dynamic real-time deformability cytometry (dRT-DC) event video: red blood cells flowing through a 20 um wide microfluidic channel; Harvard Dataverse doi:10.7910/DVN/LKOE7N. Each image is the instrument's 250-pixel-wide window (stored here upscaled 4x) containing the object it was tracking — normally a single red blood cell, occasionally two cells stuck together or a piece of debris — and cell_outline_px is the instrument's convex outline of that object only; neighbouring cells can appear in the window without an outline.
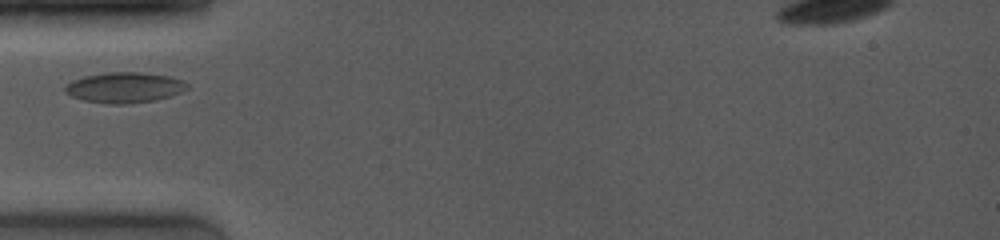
{"species": "common noctule bat (a hibernating species)", "species_latin": "Nyctalus noctula", "temperature_condition": "room temperature", "stored_images_in_passage": 23, "camera_frame_rate_fps": 4000, "um_per_image_px": 0.085, "animal": {"sex": "female", "body_mass_g": 19.0, "forearm_length_mm": 53.3}, "frame": {"image": 1, "passage_image": 1, "time_ms": 0.0, "image_size_px": [1000, 240], "cell_outline_px": [[188, 88], [180, 92], [156, 100], [128, 104], [108, 104], [84, 100], [72, 96], [64, 92], [64, 84], [72, 80], [84, 76], [108, 72], [140, 72], [168, 76], [180, 80], [188, 84]], "centroid_in_image_um": [10.53, 7.44], "position_along_channel_um": 74.5, "area_um2": 21.68}}
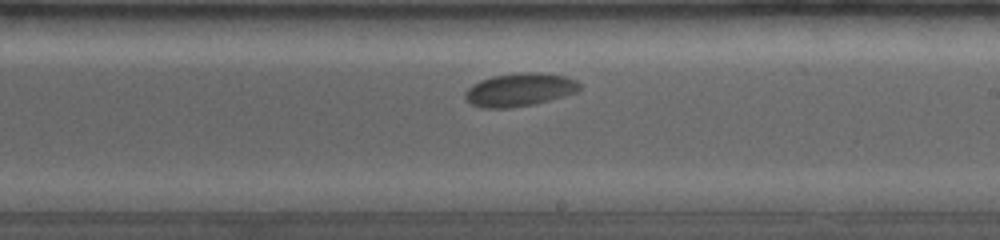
{"frame": {"image": 2, "passage_image": 13, "time_ms": 4.5, "image_size_px": [1000, 240], "cell_outline_px": [[580, 88], [576, 92], [548, 100], [532, 104], [508, 108], [484, 108], [472, 104], [464, 96], [464, 92], [472, 84], [480, 80], [492, 76], [524, 72], [536, 72], [564, 76], [576, 80], [580, 84]], "centroid_in_image_um": [44.14, 7.62], "position_along_channel_um": 244.9, "area_um2": 21.85}}
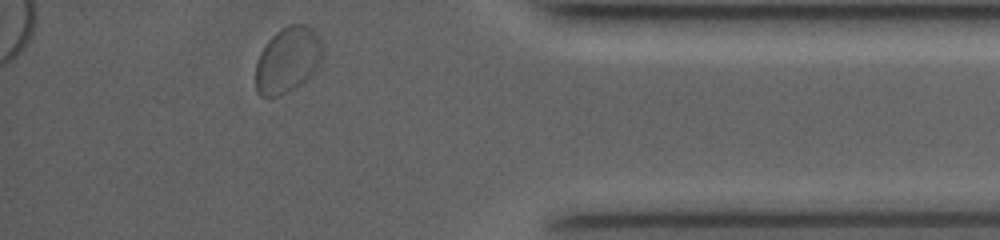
{"frame": {"image": 3, "passage_image": 23, "time_ms": 9.25, "image_size_px": [1000, 240], "cell_outline_px": [[324, 56], [316, 68], [300, 84], [288, 92], [280, 96], [260, 96], [256, 92], [256, 64], [260, 52], [268, 40], [280, 28], [288, 24], [304, 24], [312, 28], [316, 32], [324, 44]], "centroid_in_image_um": [24.47, 5.06], "position_along_channel_um": 410.7, "area_um2": 25.89}}